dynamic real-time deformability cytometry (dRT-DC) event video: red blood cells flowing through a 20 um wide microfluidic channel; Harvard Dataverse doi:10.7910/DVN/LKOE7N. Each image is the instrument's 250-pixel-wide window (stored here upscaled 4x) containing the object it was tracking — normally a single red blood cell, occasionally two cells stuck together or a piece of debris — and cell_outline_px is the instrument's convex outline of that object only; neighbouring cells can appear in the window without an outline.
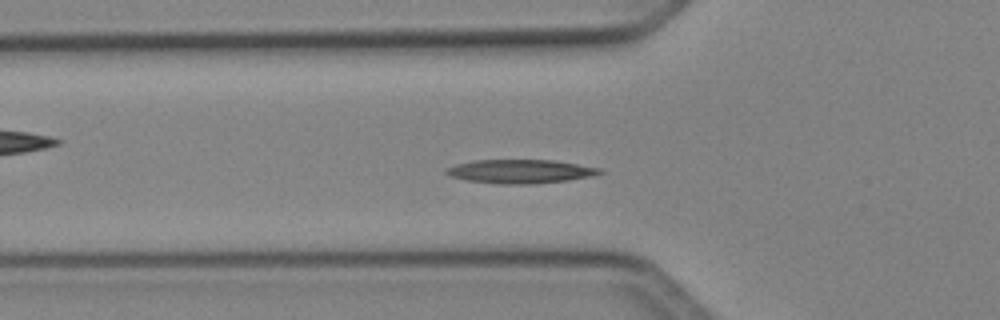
{"species": "Egyptian fruit bat (a non-hibernating species)", "species_latin": "Rousettus aegyptiacus", "temperature_condition": "cold", "stored_images_in_passage": 50, "camera_frame_rate_fps": 3000, "um_per_image_px": 0.085, "animal": {"sex": "female"}, "frame": {"image": 1, "passage_image": 17, "time_ms": 5.333, "image_size_px": [1000, 320], "cell_outline_px": [[604, 172], [592, 176], [568, 180], [536, 184], [500, 184], [468, 180], [448, 176], [444, 172], [444, 168], [456, 164], [476, 160], [552, 160], [600, 168]], "centroid_in_image_um": [44.19, 14.57], "position_along_channel_um": 81.6, "area_um2": 21.27}}
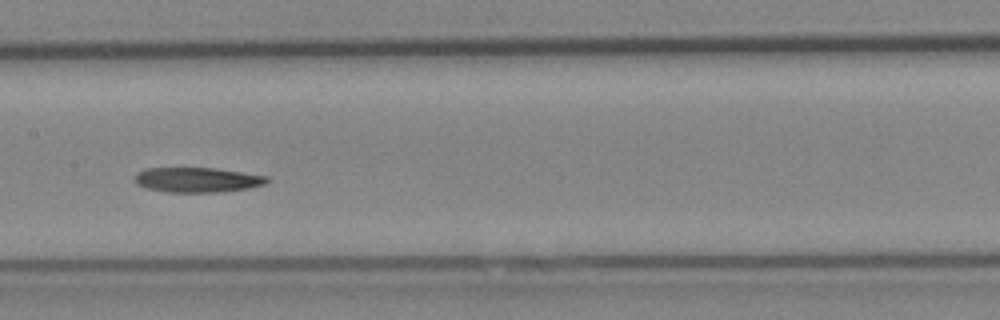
{"frame": {"image": 2, "passage_image": 25, "time_ms": 8.0, "image_size_px": [1000, 320], "cell_outline_px": [[268, 180], [264, 184], [248, 188], [220, 192], [168, 192], [148, 188], [136, 184], [136, 176], [144, 168], [216, 168], [268, 176]], "centroid_in_image_um": [16.79, 15.28], "position_along_channel_um": 190.6, "area_um2": 18.96}}
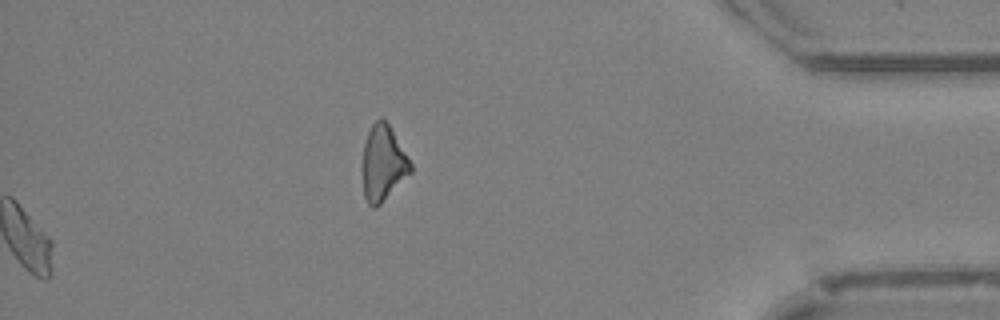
{"frame": {"image": 3, "passage_image": 50, "time_ms": 16.333, "image_size_px": [1000, 320], "cell_outline_px": [[412, 172], [376, 208], [372, 208], [368, 204], [364, 196], [364, 144], [368, 132], [372, 124], [380, 116], [388, 124], [412, 164]], "centroid_in_image_um": [32.58, 13.89], "position_along_channel_um": 402.6, "area_um2": 20.63}, "authors_computed_cell_mechanics": {"area_um2": 19.941, "velocity_mm_per_s": 4.0996, "shape_relaxation_time_tau1_ms": 9.1822, "shape_relaxation_time_tau2_ms": null, "deformation_change_tau1": 0.1766, "deformation_change_tau2": null}}